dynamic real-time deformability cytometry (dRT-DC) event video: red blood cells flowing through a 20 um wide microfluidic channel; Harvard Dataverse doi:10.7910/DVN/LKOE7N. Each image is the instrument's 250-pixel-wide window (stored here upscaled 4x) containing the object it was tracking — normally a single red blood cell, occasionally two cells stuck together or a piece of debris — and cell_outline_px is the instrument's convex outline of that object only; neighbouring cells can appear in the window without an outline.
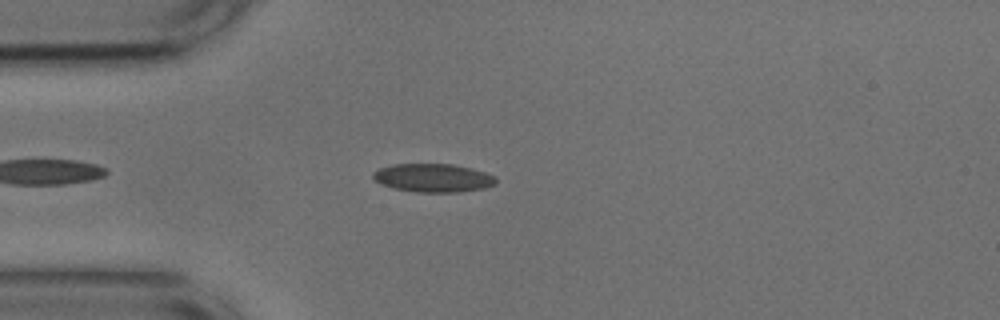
{"species": "common noctule bat (a hibernating species)", "species_latin": "Nyctalus noctula", "temperature_condition": "cold", "stored_images_in_passage": 15, "camera_frame_rate_fps": 3000, "um_per_image_px": 0.085, "animal": {"sex": "male", "body_mass_g": 17.9, "forearm_length_mm": 54.2}, "frame": {"image": 1, "passage_image": 7, "time_ms": 2.0, "image_size_px": [1000, 320], "cell_outline_px": [[496, 184], [484, 188], [460, 192], [416, 192], [392, 188], [380, 184], [372, 176], [372, 172], [380, 168], [392, 164], [452, 164], [472, 168], [496, 176]], "centroid_in_image_um": [36.81, 15.12], "position_along_channel_um": 48.2, "area_um2": 20.46}}